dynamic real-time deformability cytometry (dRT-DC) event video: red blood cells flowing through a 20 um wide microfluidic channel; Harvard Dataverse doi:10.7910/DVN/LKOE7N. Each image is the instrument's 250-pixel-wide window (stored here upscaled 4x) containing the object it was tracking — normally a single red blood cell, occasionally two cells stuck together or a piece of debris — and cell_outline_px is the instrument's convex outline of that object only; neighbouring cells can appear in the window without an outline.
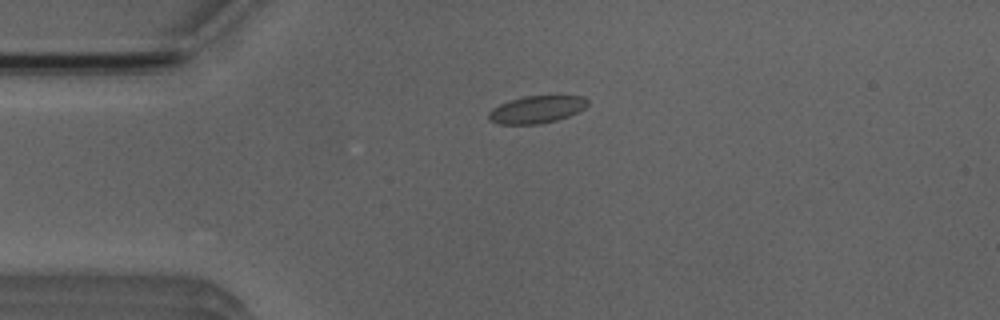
{"species": "Egyptian fruit bat (a non-hibernating species)", "species_latin": "Rousettus aegyptiacus", "temperature_condition": "room temperature", "stored_images_in_passage": 2, "camera_frame_rate_fps": 3000, "um_per_image_px": 0.085, "animal": {"sex": "male"}, "frame": {"image": 1, "passage_image": 1, "time_ms": 0.0, "image_size_px": [1000, 320], "cell_outline_px": [[588, 104], [584, 108], [568, 116], [556, 120], [540, 124], [500, 124], [488, 120], [488, 112], [492, 108], [500, 104], [524, 96], [584, 96], [588, 100]], "centroid_in_image_um": [45.6, 9.31], "position_along_channel_um": 39.4, "area_um2": 15.66}}